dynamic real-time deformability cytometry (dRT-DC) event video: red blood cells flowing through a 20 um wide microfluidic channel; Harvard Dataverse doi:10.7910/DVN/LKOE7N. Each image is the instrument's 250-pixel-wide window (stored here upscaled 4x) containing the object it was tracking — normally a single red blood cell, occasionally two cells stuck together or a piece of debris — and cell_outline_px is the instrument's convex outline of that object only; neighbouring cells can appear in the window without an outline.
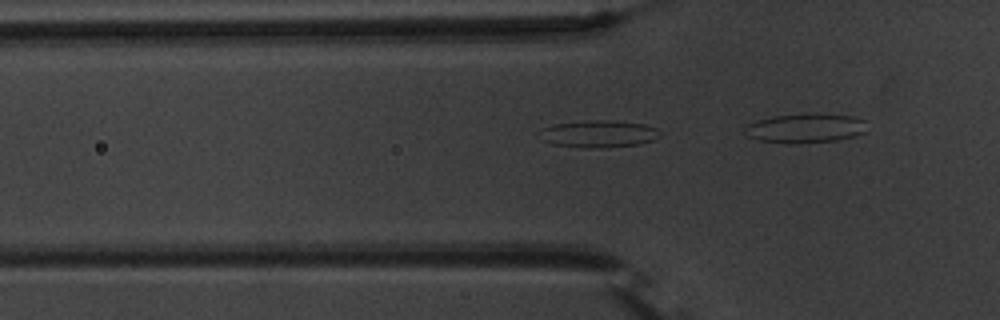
{"species": "common noctule bat (a hibernating species)", "species_latin": "Nyctalus noctula", "temperature_condition": "warm", "stored_images_in_passage": 12, "camera_frame_rate_fps": 3000, "um_per_image_px": 0.085, "animal": {"sex": "male", "body_mass_g": 20.1, "forearm_length_mm": 53.5}, "frame": {"image": 1, "passage_image": 9, "time_ms": 2.667, "image_size_px": [1000, 320], "cell_outline_px": [[660, 136], [652, 140], [636, 144], [604, 148], [580, 148], [552, 144], [544, 140], [536, 132], [544, 128], [556, 124], [588, 120], [612, 120], [644, 124], [656, 128], [660, 132]], "centroid_in_image_um": [50.86, 11.38], "position_along_channel_um": 74.9, "area_um2": 19.07}}